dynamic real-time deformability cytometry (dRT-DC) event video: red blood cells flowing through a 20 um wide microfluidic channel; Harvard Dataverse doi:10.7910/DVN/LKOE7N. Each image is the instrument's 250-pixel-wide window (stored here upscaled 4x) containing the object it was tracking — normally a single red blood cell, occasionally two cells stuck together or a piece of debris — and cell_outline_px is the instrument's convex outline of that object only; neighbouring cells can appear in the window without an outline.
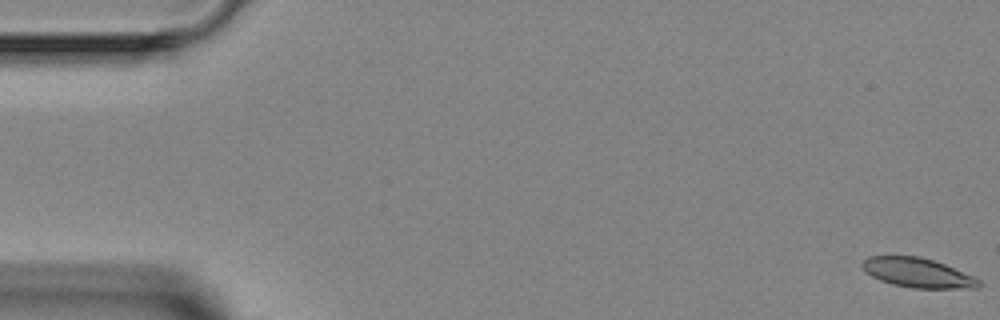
{"species": "Egyptian fruit bat (a non-hibernating species)", "species_latin": "Rousettus aegyptiacus", "temperature_condition": "room temperature", "stored_images_in_passage": 3, "camera_frame_rate_fps": 3000, "um_per_image_px": 0.085, "animal": {"sex": "female"}, "frame": {"image": 1, "passage_image": 1, "time_ms": 0.0, "image_size_px": [1000, 320], "cell_outline_px": [[980, 288], [912, 288], [892, 284], [880, 280], [872, 276], [860, 264], [868, 256], [920, 256], [944, 264], [972, 276], [980, 280]], "centroid_in_image_um": [78.0, 23.19], "position_along_channel_um": 7.0, "area_um2": 19.77}}
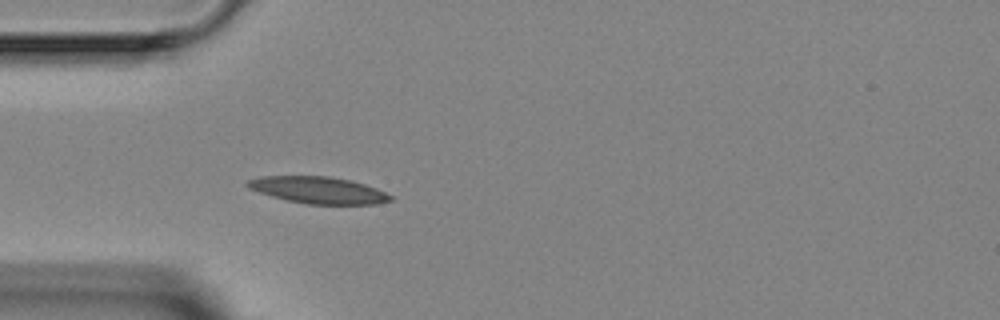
{"frame": {"image": 2, "passage_image": 3, "time_ms": 4.667, "image_size_px": [1000, 320], "cell_outline_px": [[392, 200], [376, 204], [308, 204], [288, 200], [272, 196], [248, 188], [244, 184], [248, 180], [260, 176], [328, 176], [352, 180], [376, 188], [392, 196]], "centroid_in_image_um": [27.04, 16.15], "position_along_channel_um": 58.0, "area_um2": 22.2}}